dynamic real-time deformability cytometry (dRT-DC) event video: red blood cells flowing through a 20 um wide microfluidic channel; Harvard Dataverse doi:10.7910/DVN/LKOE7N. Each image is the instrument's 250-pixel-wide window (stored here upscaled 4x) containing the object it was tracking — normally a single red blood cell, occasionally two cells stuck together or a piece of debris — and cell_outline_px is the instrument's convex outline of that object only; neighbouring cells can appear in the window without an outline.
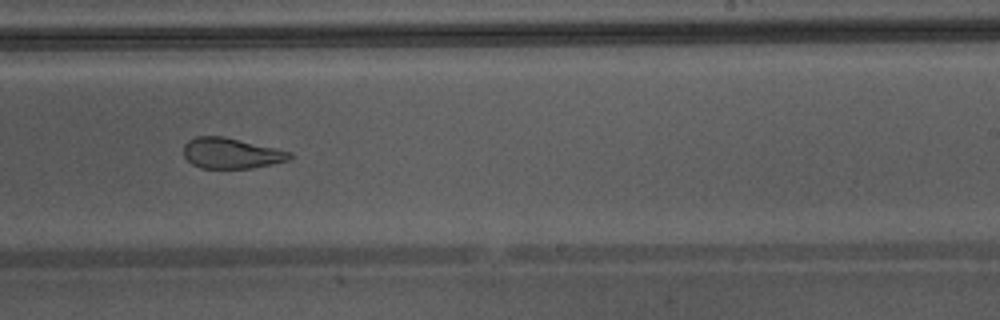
{"species": "Egyptian fruit bat (a non-hibernating species)", "species_latin": "Rousettus aegyptiacus", "temperature_condition": "warm", "stored_images_in_passage": 38, "camera_frame_rate_fps": 3000, "um_per_image_px": 0.085, "animal": {"sex": "male"}, "frame": {"image": 1, "passage_image": 27, "time_ms": 8.667, "image_size_px": [1000, 320], "cell_outline_px": [[292, 156], [288, 160], [252, 168], [200, 168], [192, 164], [184, 156], [184, 144], [188, 140], [196, 136], [224, 136], [276, 148], [292, 152]], "centroid_in_image_um": [19.63, 13.02], "position_along_channel_um": 269.4, "area_um2": 18.9}, "authors_computed_cell_mechanics": {"area_um2": 22.3397, "velocity_mm_per_s": 4.4209, "shape_relaxation_time_tau1_ms": null, "shape_relaxation_time_tau2_ms": 1.2109, "deformation_change_tau1": null, "deformation_change_tau2": 0.0847}}